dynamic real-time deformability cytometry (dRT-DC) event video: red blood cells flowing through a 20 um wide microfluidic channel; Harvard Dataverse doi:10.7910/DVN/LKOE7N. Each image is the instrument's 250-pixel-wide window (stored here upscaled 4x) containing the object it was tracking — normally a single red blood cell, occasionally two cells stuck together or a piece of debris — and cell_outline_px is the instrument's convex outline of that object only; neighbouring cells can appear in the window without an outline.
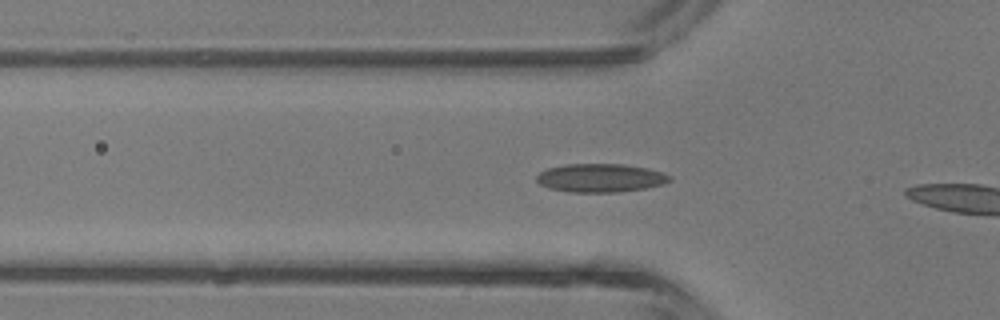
{"species": "common noctule bat (a hibernating species)", "species_latin": "Nyctalus noctula", "temperature_condition": "room temperature", "stored_images_in_passage": 13, "camera_frame_rate_fps": 3000, "um_per_image_px": 0.085, "animal": {"sex": "male", "body_mass_g": 13.3}, "frame": {"image": 1, "passage_image": 8, "time_ms": 2.333, "image_size_px": [1000, 320], "cell_outline_px": [[672, 180], [664, 184], [644, 188], [620, 192], [568, 192], [548, 188], [540, 184], [536, 180], [536, 176], [540, 172], [548, 168], [568, 164], [624, 164], [648, 168], [672, 176]], "centroid_in_image_um": [51.04, 15.13], "position_along_channel_um": 74.8, "area_um2": 22.14}}
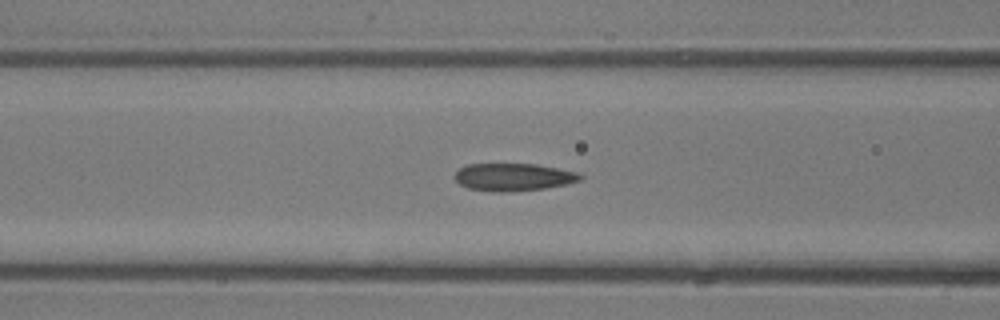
{"frame": {"image": 2, "passage_image": 11, "time_ms": 3.333, "image_size_px": [1000, 320], "cell_outline_px": [[584, 176], [580, 180], [568, 184], [544, 188], [508, 192], [492, 192], [468, 188], [460, 184], [452, 176], [460, 168], [468, 164], [536, 164], [580, 172]], "centroid_in_image_um": [43.66, 15.05], "position_along_channel_um": 122.9, "area_um2": 20.35}}